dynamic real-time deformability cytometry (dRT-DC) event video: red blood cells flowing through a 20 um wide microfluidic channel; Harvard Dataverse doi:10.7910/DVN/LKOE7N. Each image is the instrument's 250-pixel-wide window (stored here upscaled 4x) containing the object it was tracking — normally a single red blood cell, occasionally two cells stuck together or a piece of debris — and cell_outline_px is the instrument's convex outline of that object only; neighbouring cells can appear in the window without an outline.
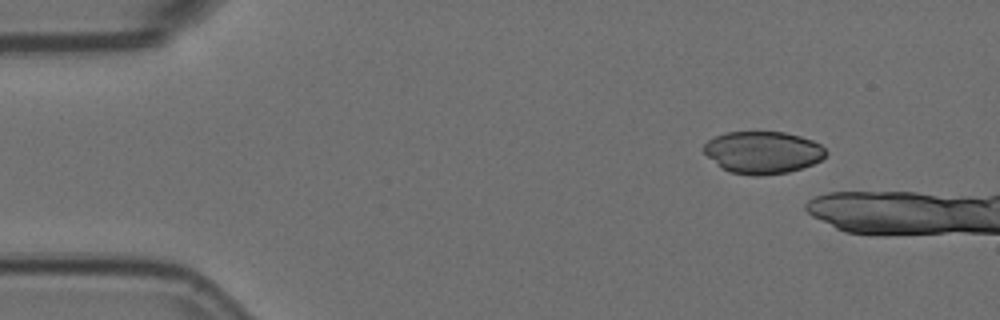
{"species": "Egyptian fruit bat (a non-hibernating species)", "species_latin": "Rousettus aegyptiacus", "temperature_condition": "room temperature", "stored_images_in_passage": 4, "camera_frame_rate_fps": 3000, "um_per_image_px": 0.085, "animal": {"sex": "female"}, "frame": {"image": 1, "passage_image": 2, "time_ms": 0.333, "image_size_px": [1000, 320], "cell_outline_px": [[828, 152], [820, 160], [812, 164], [788, 172], [756, 176], [752, 176], [728, 172], [720, 168], [704, 152], [704, 144], [708, 140], [724, 132], [784, 132], [800, 136], [812, 140], [820, 144]], "centroid_in_image_um": [64.81, 12.96], "position_along_channel_um": 20.2, "area_um2": 30.06}}